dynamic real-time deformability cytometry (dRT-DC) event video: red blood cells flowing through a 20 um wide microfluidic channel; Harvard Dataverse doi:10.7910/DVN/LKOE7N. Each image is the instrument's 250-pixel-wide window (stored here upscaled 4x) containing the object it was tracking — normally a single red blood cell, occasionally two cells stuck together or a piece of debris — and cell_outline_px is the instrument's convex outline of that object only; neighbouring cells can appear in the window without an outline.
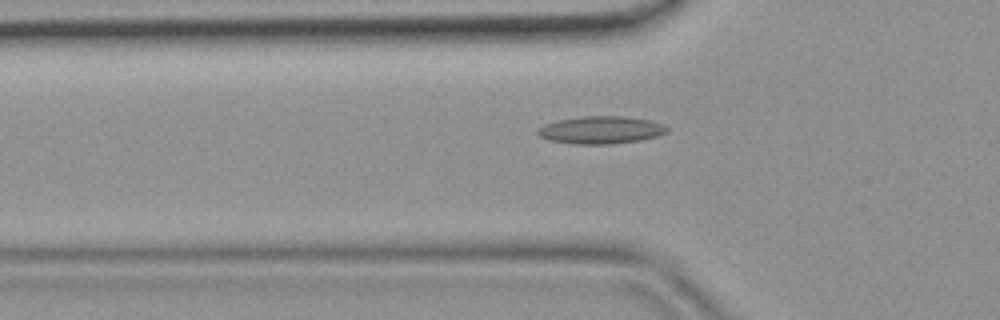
{"species": "common noctule bat (a hibernating species)", "species_latin": "Nyctalus noctula", "temperature_condition": "room temperature", "stored_images_in_passage": 34, "camera_frame_rate_fps": 3000, "um_per_image_px": 0.085, "animal": {"sex": "female", "body_mass_g": 19.9}, "frame": {"image": 1, "passage_image": 4, "time_ms": 1.0, "image_size_px": [1000, 320], "cell_outline_px": [[668, 132], [656, 136], [640, 140], [612, 144], [572, 144], [552, 140], [540, 136], [536, 132], [544, 124], [556, 120], [584, 116], [624, 116], [648, 120], [664, 124], [668, 128]], "centroid_in_image_um": [51.09, 11.04], "position_along_channel_um": 74.7, "area_um2": 20.69}}
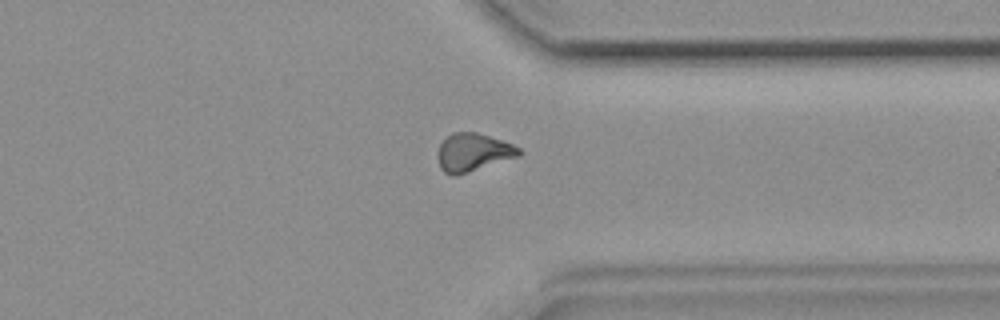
{"frame": {"image": 2, "passage_image": 24, "time_ms": 7.667, "image_size_px": [1000, 320], "cell_outline_px": [[524, 152], [520, 156], [456, 176], [452, 176], [444, 172], [440, 168], [436, 156], [436, 152], [440, 144], [452, 132], [476, 132], [512, 144], [520, 148]], "centroid_in_image_um": [40.19, 12.96], "position_along_channel_um": 371.2, "area_um2": 18.15}}
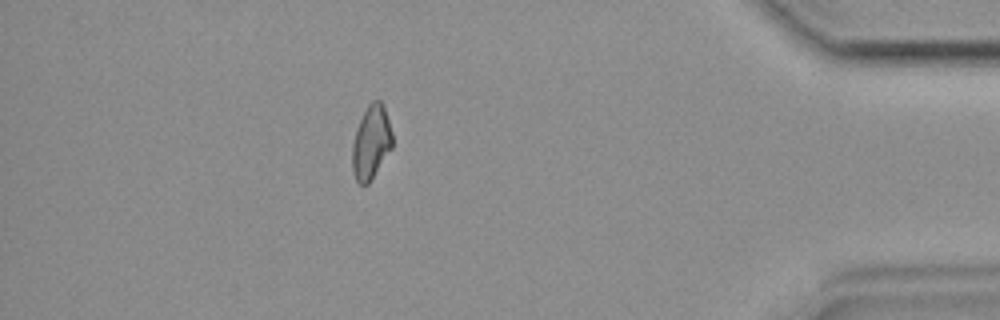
{"frame": {"image": 3, "passage_image": 29, "time_ms": 9.333, "image_size_px": [1000, 320], "cell_outline_px": [[392, 148], [368, 184], [360, 184], [356, 180], [352, 168], [352, 144], [356, 128], [368, 104], [372, 100], [380, 100], [384, 104], [392, 132]], "centroid_in_image_um": [31.55, 12.07], "position_along_channel_um": 403.7, "area_um2": 17.22}}